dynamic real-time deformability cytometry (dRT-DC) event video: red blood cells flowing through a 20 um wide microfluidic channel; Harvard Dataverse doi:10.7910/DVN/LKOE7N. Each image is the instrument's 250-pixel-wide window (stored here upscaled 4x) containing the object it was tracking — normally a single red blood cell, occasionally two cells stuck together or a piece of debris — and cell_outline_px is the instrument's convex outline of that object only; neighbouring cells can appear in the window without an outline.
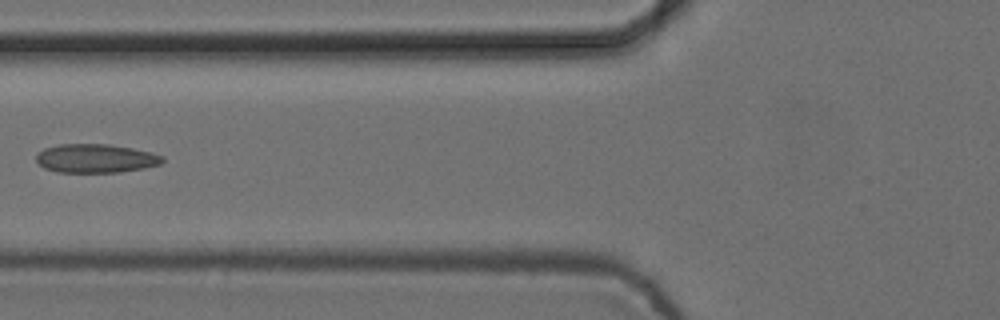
{"species": "common noctule bat (a hibernating species)", "species_latin": "Nyctalus noctula", "temperature_condition": "cold", "stored_images_in_passage": 6, "camera_frame_rate_fps": 3000, "um_per_image_px": 0.085, "animal": {"sex": "female", "body_mass_g": 24.6, "forearm_length_mm": 56.2}, "frame": {"image": 1, "passage_image": 5, "time_ms": 1.333, "image_size_px": [1000, 320], "cell_outline_px": [[164, 160], [160, 164], [144, 168], [120, 172], [56, 172], [44, 168], [36, 160], [36, 156], [44, 148], [60, 144], [108, 144], [132, 148], [152, 152], [164, 156]], "centroid_in_image_um": [8.15, 13.46], "position_along_channel_um": 117.6, "area_um2": 21.15}}
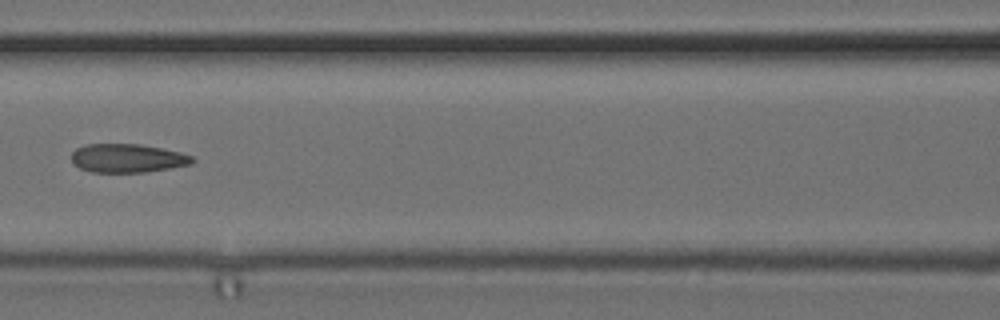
{"frame": {"image": 2, "passage_image": 6, "time_ms": 1.667, "image_size_px": [1000, 320], "cell_outline_px": [[196, 160], [192, 164], [144, 172], [92, 172], [80, 168], [72, 164], [72, 152], [76, 148], [84, 144], [140, 144], [180, 152], [192, 156]], "centroid_in_image_um": [10.81, 13.44], "position_along_channel_um": 155.8, "area_um2": 20.17}}